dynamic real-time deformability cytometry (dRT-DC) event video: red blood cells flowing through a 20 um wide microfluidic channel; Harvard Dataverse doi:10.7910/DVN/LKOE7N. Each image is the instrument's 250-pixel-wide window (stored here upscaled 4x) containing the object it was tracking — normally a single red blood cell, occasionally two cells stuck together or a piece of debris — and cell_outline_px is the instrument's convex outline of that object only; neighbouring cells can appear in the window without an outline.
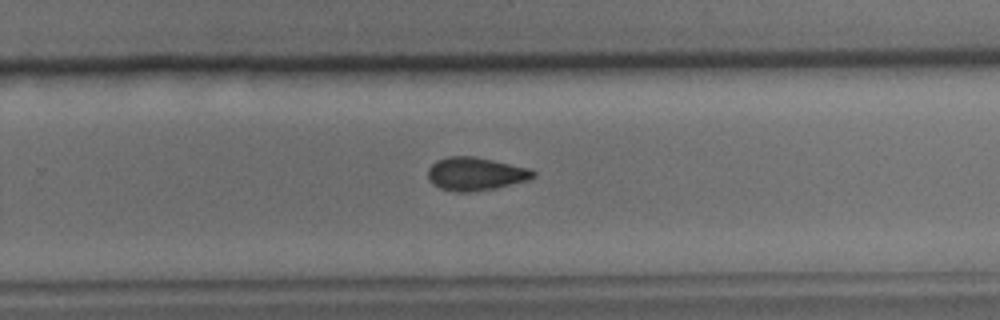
{"species": "common noctule bat (a hibernating species)", "species_latin": "Nyctalus noctula", "temperature_condition": "cold", "stored_images_in_passage": 32, "camera_frame_rate_fps": 3000, "um_per_image_px": 0.085, "animal": {"sex": "male", "body_mass_g": 15.6}, "frame": {"image": 1, "passage_image": 21, "time_ms": 6.667, "image_size_px": [1000, 320], "cell_outline_px": [[536, 176], [528, 180], [496, 188], [468, 192], [456, 192], [440, 188], [432, 184], [428, 180], [428, 168], [436, 160], [448, 156], [472, 156], [532, 168], [536, 172]], "centroid_in_image_um": [40.42, 14.78], "position_along_channel_um": 289.4, "area_um2": 20.52}}
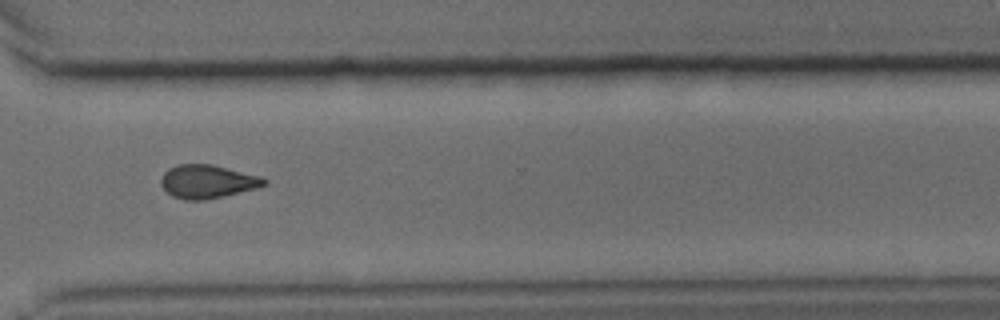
{"frame": {"image": 2, "passage_image": 25, "time_ms": 8.0, "image_size_px": [1000, 320], "cell_outline_px": [[268, 184], [260, 188], [224, 196], [204, 200], [184, 200], [172, 196], [160, 184], [160, 180], [164, 172], [168, 168], [176, 164], [212, 164], [260, 176], [268, 180]], "centroid_in_image_um": [17.65, 15.43], "position_along_channel_um": 352.9, "area_um2": 20.35}}
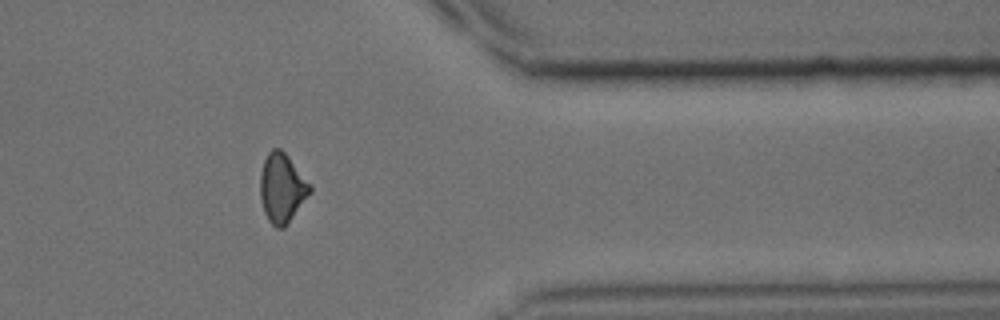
{"frame": {"image": 3, "passage_image": 28, "time_ms": 9.0, "image_size_px": [1000, 320], "cell_outline_px": [[312, 192], [284, 228], [276, 228], [268, 220], [264, 212], [260, 200], [260, 172], [264, 160], [268, 152], [272, 148], [280, 148], [288, 156], [312, 184]], "centroid_in_image_um": [23.98, 15.98], "position_along_channel_um": 387.4, "area_um2": 20.35}}